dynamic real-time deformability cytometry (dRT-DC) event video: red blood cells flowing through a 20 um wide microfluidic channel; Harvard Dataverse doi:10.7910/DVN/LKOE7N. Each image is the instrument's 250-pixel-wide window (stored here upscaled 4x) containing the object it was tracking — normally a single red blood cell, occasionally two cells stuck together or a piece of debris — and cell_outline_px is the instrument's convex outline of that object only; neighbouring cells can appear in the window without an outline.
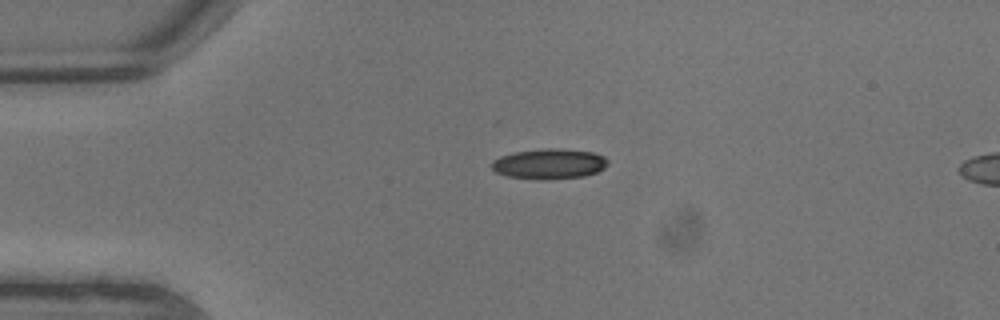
{"species": "common noctule bat (a hibernating species)", "species_latin": "Nyctalus noctula", "temperature_condition": "warm", "stored_images_in_passage": 6, "camera_frame_rate_fps": 3000, "um_per_image_px": 0.085, "animal": {"sex": "male", "body_mass_g": 13.3}, "frame": {"image": 1, "passage_image": 1, "time_ms": 0.0, "image_size_px": [1000, 320], "cell_outline_px": [[608, 164], [604, 168], [596, 172], [584, 176], [548, 180], [540, 180], [508, 176], [496, 172], [492, 168], [492, 160], [500, 156], [516, 152], [544, 148], [556, 148], [592, 152], [604, 156], [608, 160]], "centroid_in_image_um": [46.69, 13.93], "position_along_channel_um": 38.3, "area_um2": 20.52}}
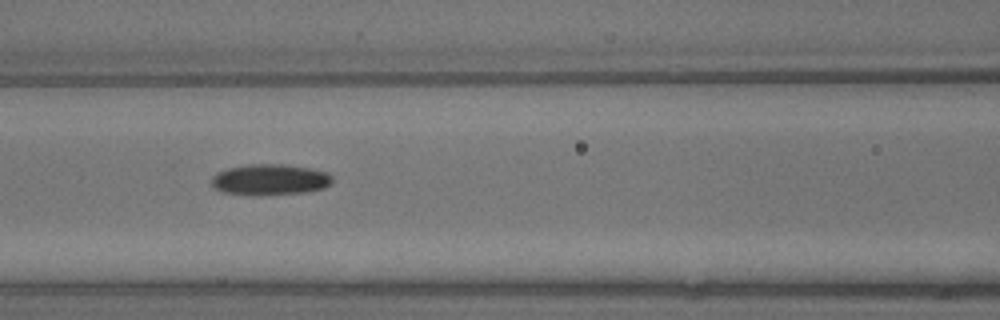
{"frame": {"image": 2, "passage_image": 5, "time_ms": 1.333, "image_size_px": [1000, 320], "cell_outline_px": [[332, 184], [324, 188], [308, 192], [260, 196], [252, 196], [224, 192], [216, 188], [212, 184], [212, 176], [216, 172], [228, 168], [248, 164], [280, 164], [312, 168], [328, 172], [332, 176]], "centroid_in_image_um": [22.98, 15.28], "position_along_channel_um": 143.6, "area_um2": 22.2}}
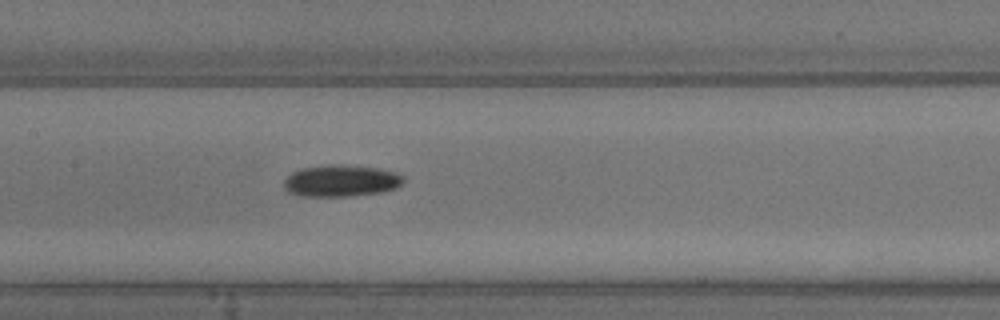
{"frame": {"image": 3, "passage_image": 6, "time_ms": 1.667, "image_size_px": [1000, 320], "cell_outline_px": [[404, 180], [396, 188], [380, 192], [352, 196], [300, 196], [288, 192], [284, 188], [284, 180], [292, 172], [304, 168], [328, 164], [340, 164], [380, 168], [396, 172], [404, 176]], "centroid_in_image_um": [28.99, 15.36], "position_along_channel_um": 178.4, "area_um2": 22.2}}